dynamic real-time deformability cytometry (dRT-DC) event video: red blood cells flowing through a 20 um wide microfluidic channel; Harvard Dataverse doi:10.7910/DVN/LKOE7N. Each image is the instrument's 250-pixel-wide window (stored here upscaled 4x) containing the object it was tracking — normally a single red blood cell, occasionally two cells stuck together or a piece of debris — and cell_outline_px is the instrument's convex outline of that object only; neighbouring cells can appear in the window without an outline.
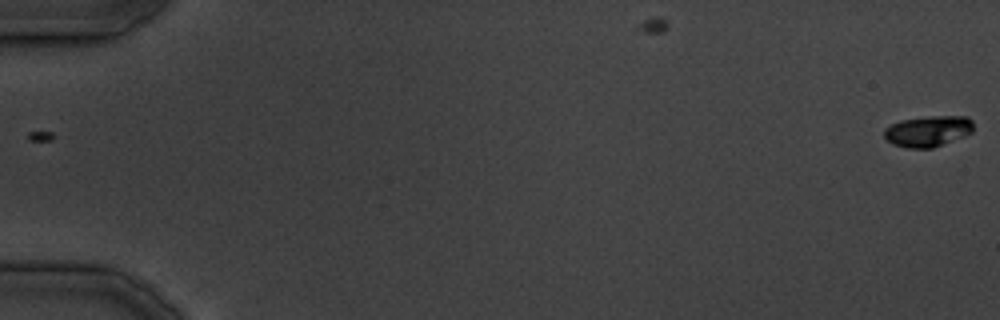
{"species": "common noctule bat (a hibernating species)", "species_latin": "Nyctalus noctula", "temperature_condition": "cold", "stored_images_in_passage": 16, "camera_frame_rate_fps": 3000, "um_per_image_px": 0.085, "animal": {"sex": "male", "body_mass_g": 19.5, "forearm_length_mm": 54.6}, "frame": {"image": 1, "passage_image": 1, "time_ms": 0.0, "image_size_px": [1000, 320], "cell_outline_px": [[972, 132], [964, 136], [932, 148], [908, 148], [892, 144], [884, 136], [884, 128], [900, 120], [928, 116], [968, 116], [972, 120]], "centroid_in_image_um": [78.87, 11.14], "position_along_channel_um": 6.1, "area_um2": 16.07}}
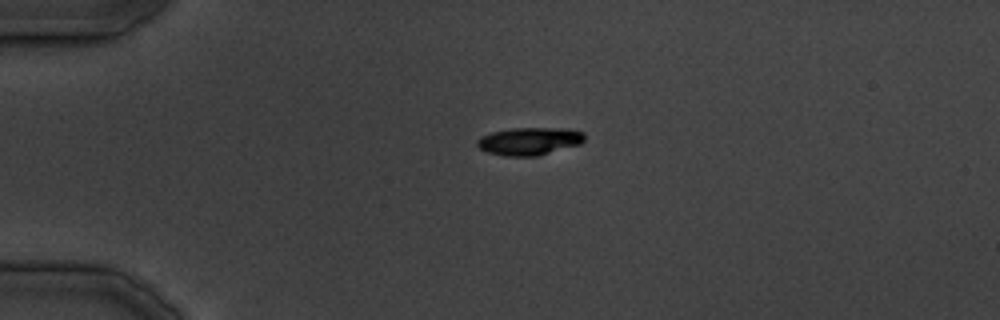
{"frame": {"image": 2, "passage_image": 10, "time_ms": 11.333, "image_size_px": [1000, 320], "cell_outline_px": [[584, 140], [580, 144], [536, 156], [504, 156], [488, 152], [480, 148], [476, 144], [476, 140], [480, 136], [492, 132], [512, 128], [568, 128], [584, 132]], "centroid_in_image_um": [44.99, 11.99], "position_along_channel_um": 40.0, "area_um2": 17.34}}